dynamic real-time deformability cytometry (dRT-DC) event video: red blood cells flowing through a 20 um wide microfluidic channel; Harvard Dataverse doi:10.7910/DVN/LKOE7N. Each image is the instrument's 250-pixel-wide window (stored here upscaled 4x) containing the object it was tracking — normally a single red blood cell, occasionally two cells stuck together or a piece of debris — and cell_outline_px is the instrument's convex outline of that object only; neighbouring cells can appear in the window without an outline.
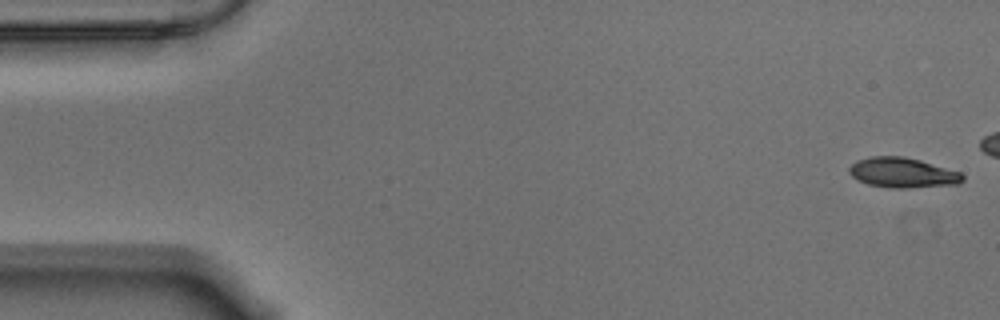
{"species": "Egyptian fruit bat (a non-hibernating species)", "species_latin": "Rousettus aegyptiacus", "temperature_condition": "warm", "stored_images_in_passage": 45, "camera_frame_rate_fps": 3000, "um_per_image_px": 0.085, "animal": {"sex": "male"}, "frame": {"image": 1, "passage_image": 1, "time_ms": 0.0, "image_size_px": [1000, 320], "cell_outline_px": [[964, 180], [960, 184], [908, 188], [892, 188], [868, 184], [852, 176], [848, 172], [848, 168], [856, 160], [872, 156], [904, 156], [920, 160], [960, 172], [964, 176]], "centroid_in_image_um": [76.73, 14.68], "position_along_channel_um": 8.3, "area_um2": 19.88}}
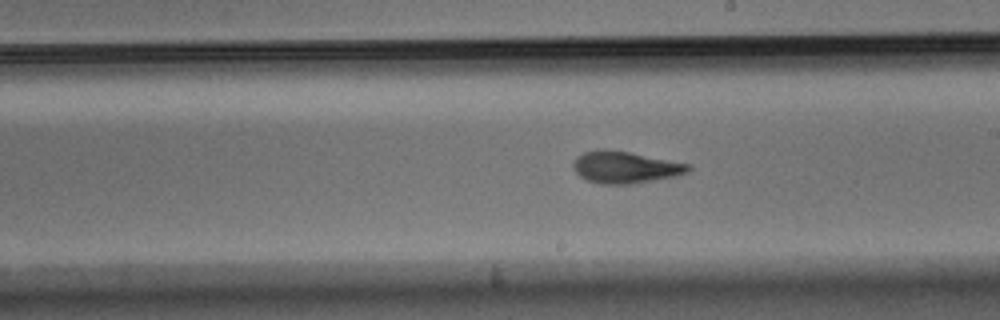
{"frame": {"image": 2, "passage_image": 31, "time_ms": 10.0, "image_size_px": [1000, 320], "cell_outline_px": [[692, 168], [688, 172], [676, 176], [632, 184], [600, 184], [588, 180], [580, 176], [576, 172], [572, 164], [576, 156], [584, 152], [596, 148], [604, 148], [628, 152], [692, 164]], "centroid_in_image_um": [53.14, 14.2], "position_along_channel_um": 235.9, "area_um2": 21.56}}
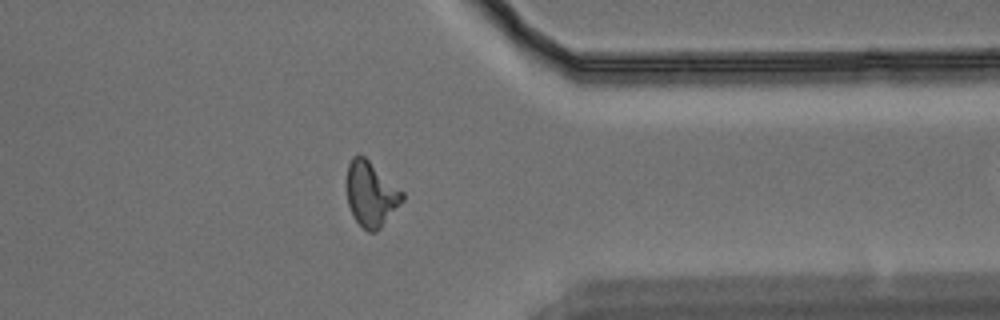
{"frame": {"image": 3, "passage_image": 44, "time_ms": 14.333, "image_size_px": [1000, 320], "cell_outline_px": [[404, 200], [380, 228], [376, 232], [368, 232], [352, 216], [348, 204], [348, 164], [352, 156], [360, 152], [404, 192]], "centroid_in_image_um": [31.55, 16.48], "position_along_channel_um": 379.9, "area_um2": 20.92}}